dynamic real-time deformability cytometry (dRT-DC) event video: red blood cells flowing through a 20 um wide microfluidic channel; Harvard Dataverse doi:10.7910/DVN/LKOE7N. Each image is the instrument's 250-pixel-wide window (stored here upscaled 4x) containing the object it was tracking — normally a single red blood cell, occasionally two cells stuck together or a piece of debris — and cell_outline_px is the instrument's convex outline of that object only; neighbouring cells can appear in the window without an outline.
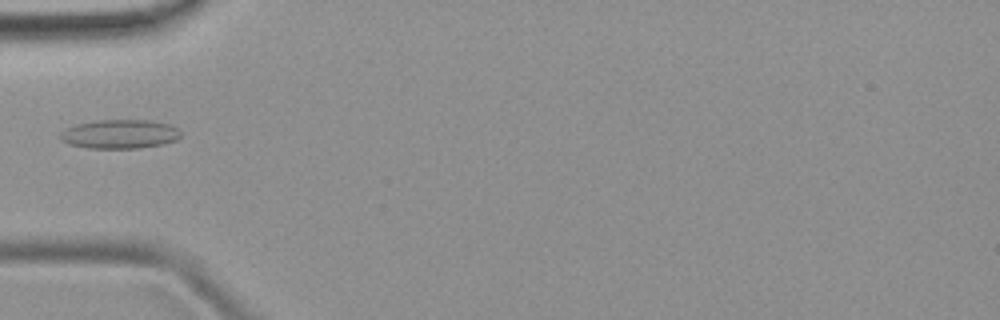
{"species": "common noctule bat (a hibernating species)", "species_latin": "Nyctalus noctula", "temperature_condition": "room temperature", "stored_images_in_passage": 2, "camera_frame_rate_fps": 3000, "um_per_image_px": 0.085, "animal": {"sex": "female", "body_mass_g": 19.9}, "frame": {"image": 1, "passage_image": 1, "time_ms": 0.0, "image_size_px": [1000, 320], "cell_outline_px": [[180, 136], [176, 140], [164, 144], [140, 148], [88, 148], [68, 144], [60, 140], [60, 132], [76, 124], [100, 120], [152, 120], [172, 124], [180, 132]], "centroid_in_image_um": [10.2, 11.4], "position_along_channel_um": 74.8, "area_um2": 20.46}}
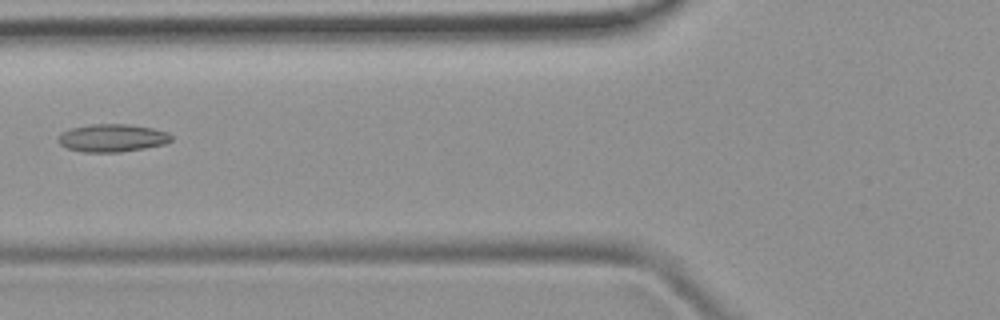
{"frame": {"image": 2, "passage_image": 2, "time_ms": 1.0, "image_size_px": [1000, 320], "cell_outline_px": [[172, 140], [164, 144], [144, 148], [120, 152], [84, 152], [68, 148], [60, 144], [56, 140], [60, 132], [72, 128], [92, 124], [128, 124], [152, 128], [168, 132], [172, 136]], "centroid_in_image_um": [9.52, 11.72], "position_along_channel_um": 116.3, "area_um2": 18.32}}